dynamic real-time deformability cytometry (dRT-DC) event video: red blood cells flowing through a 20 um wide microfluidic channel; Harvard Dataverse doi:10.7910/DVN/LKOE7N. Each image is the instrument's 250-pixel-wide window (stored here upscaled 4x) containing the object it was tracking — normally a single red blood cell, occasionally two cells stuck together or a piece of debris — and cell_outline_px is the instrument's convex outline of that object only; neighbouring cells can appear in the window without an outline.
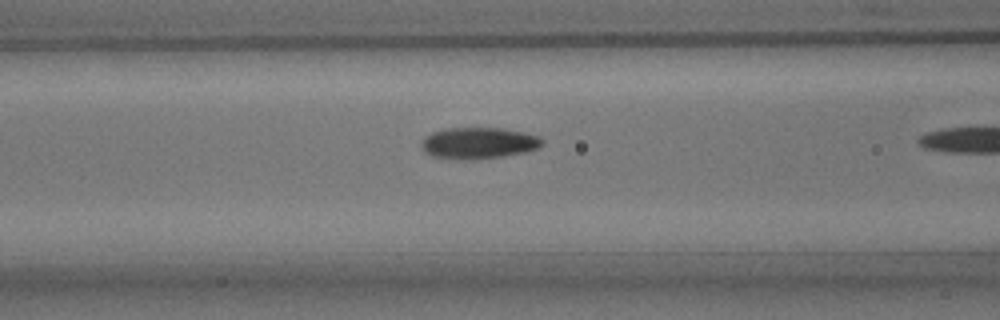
{"species": "common noctule bat (a hibernating species)", "species_latin": "Nyctalus noctula", "temperature_condition": "room temperature", "stored_images_in_passage": 5, "camera_frame_rate_fps": 3000, "um_per_image_px": 0.085, "animal": {"sex": "male", "body_mass_g": 15.6}, "frame": {"image": 1, "passage_image": 4, "time_ms": 1.0, "image_size_px": [1000, 320], "cell_outline_px": [[544, 144], [540, 148], [524, 152], [500, 156], [432, 156], [424, 152], [420, 144], [424, 136], [432, 132], [444, 128], [504, 128], [524, 132], [536, 136], [544, 140]], "centroid_in_image_um": [40.71, 12.09], "position_along_channel_um": 125.9, "area_um2": 21.15}}